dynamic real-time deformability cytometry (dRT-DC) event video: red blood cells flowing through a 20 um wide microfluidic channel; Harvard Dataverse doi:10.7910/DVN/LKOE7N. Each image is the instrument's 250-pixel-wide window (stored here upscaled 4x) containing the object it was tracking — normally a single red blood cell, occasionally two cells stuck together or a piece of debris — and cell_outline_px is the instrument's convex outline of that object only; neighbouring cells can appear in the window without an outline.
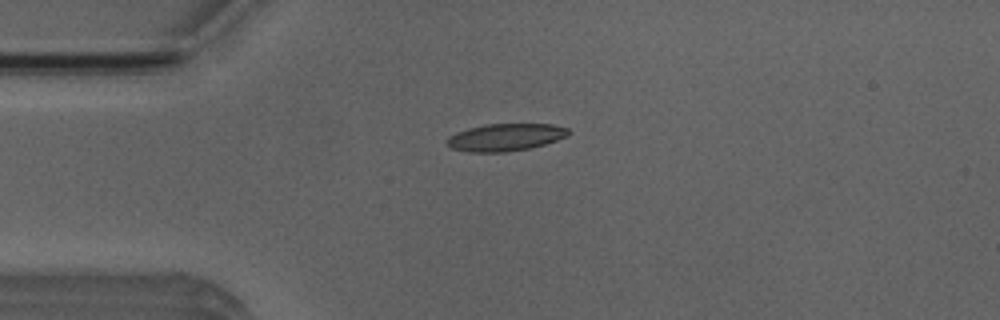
{"species": "Egyptian fruit bat (a non-hibernating species)", "species_latin": "Rousettus aegyptiacus", "temperature_condition": "room temperature", "stored_images_in_passage": 4, "camera_frame_rate_fps": 3000, "um_per_image_px": 0.085, "animal": {"sex": "male"}, "frame": {"image": 1, "passage_image": 2, "time_ms": 1.0, "image_size_px": [1000, 320], "cell_outline_px": [[572, 132], [568, 136], [544, 144], [528, 148], [504, 152], [468, 152], [452, 148], [448, 144], [448, 136], [456, 132], [468, 128], [488, 124], [552, 124], [568, 128]], "centroid_in_image_um": [42.98, 11.66], "position_along_channel_um": 42.0, "area_um2": 19.25}}